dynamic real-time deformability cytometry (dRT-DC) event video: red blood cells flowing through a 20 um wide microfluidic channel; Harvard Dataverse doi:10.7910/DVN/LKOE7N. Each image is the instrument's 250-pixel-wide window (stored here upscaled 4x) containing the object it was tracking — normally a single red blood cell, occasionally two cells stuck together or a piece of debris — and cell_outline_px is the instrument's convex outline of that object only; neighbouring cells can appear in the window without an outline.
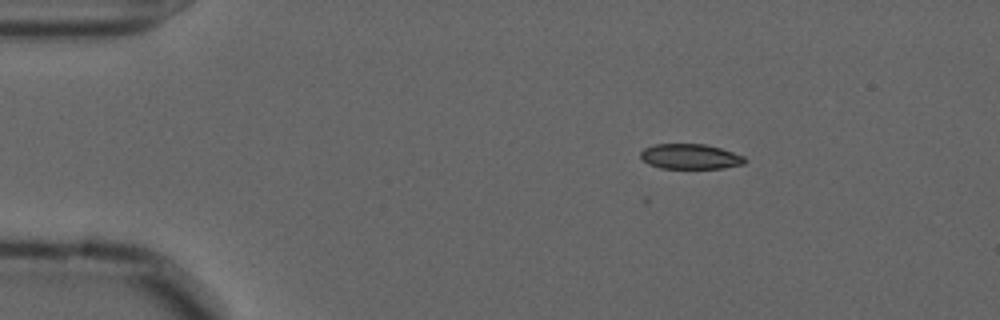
{"species": "common noctule bat (a hibernating species)", "species_latin": "Nyctalus noctula", "temperature_condition": "cold", "stored_images_in_passage": 48, "camera_frame_rate_fps": 3000, "um_per_image_px": 0.085, "animal": {"sex": "male", "forearm_length_mm": 52.5}, "frame": {"image": 1, "passage_image": 1, "time_ms": 0.0, "image_size_px": [1000, 320], "cell_outline_px": [[748, 160], [744, 164], [724, 168], [660, 168], [648, 164], [640, 156], [640, 152], [644, 148], [656, 144], [704, 144], [720, 148], [744, 156]], "centroid_in_image_um": [58.68, 13.31], "position_along_channel_um": 26.3, "area_um2": 15.26}}
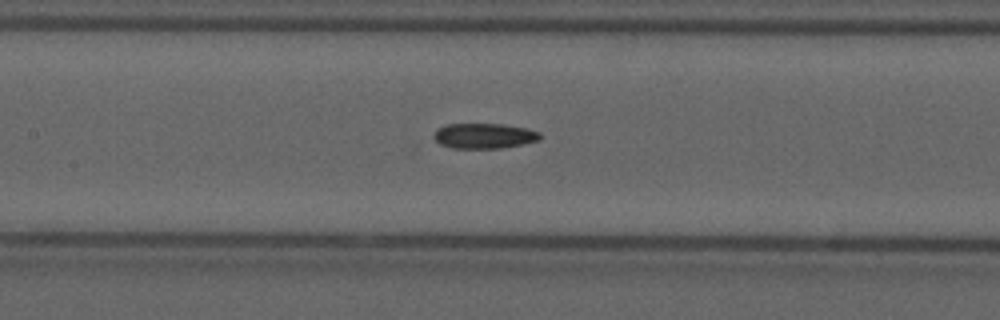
{"frame": {"image": 2, "passage_image": 18, "time_ms": 5.667, "image_size_px": [1000, 320], "cell_outline_px": [[540, 140], [500, 148], [452, 148], [440, 144], [432, 140], [432, 136], [436, 128], [448, 124], [500, 124], [528, 128], [540, 132]], "centroid_in_image_um": [41.09, 11.54], "position_along_channel_um": 166.3, "area_um2": 15.72}}
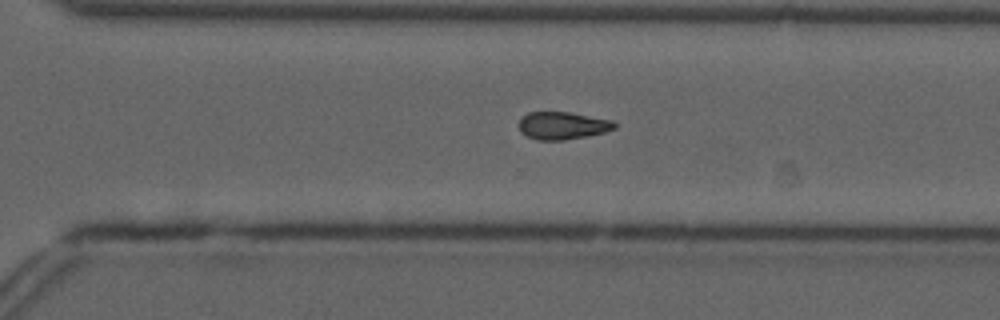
{"frame": {"image": 3, "passage_image": 31, "time_ms": 10.0, "image_size_px": [1000, 320], "cell_outline_px": [[616, 128], [604, 132], [588, 136], [564, 140], [536, 140], [520, 132], [520, 116], [528, 112], [568, 112], [612, 120], [616, 124]], "centroid_in_image_um": [47.8, 10.67], "position_along_channel_um": 322.8, "area_um2": 15.37}, "authors_computed_cell_mechanics": {"area_um2": 16.0106, "velocity_mm_per_s": 3.6257, "shape_relaxation_time_tau1_ms": null, "shape_relaxation_time_tau2_ms": 10.473, "deformation_change_tau1": null, "deformation_change_tau2": 0.1673}}